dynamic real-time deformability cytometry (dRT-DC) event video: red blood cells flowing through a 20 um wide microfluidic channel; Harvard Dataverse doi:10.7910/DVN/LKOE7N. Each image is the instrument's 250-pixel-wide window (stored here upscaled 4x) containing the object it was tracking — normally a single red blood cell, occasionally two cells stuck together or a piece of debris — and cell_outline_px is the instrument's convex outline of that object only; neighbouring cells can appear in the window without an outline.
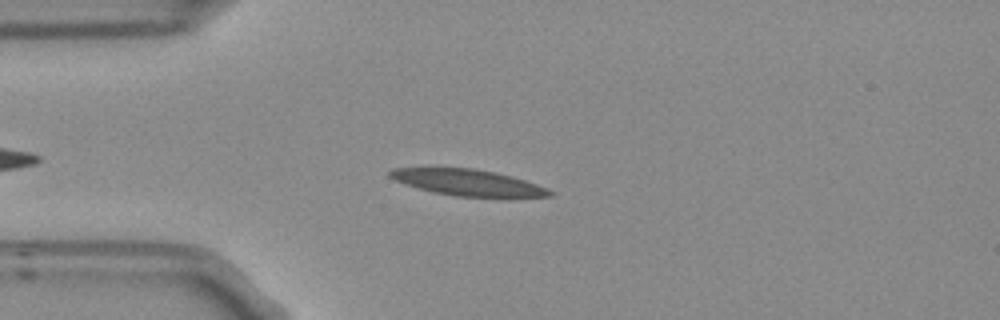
{"species": "Egyptian fruit bat (a non-hibernating species)", "species_latin": "Rousettus aegyptiacus", "temperature_condition": "room temperature", "stored_images_in_passage": 6, "camera_frame_rate_fps": 3000, "um_per_image_px": 0.085, "frame": {"image": 1, "passage_image": 2, "time_ms": 0.333, "image_size_px": [1000, 320], "cell_outline_px": [[552, 196], [456, 196], [432, 192], [396, 180], [388, 176], [388, 172], [392, 168], [472, 168], [512, 176], [536, 184], [552, 192]], "centroid_in_image_um": [39.7, 15.5], "position_along_channel_um": 45.3, "area_um2": 23.58}}
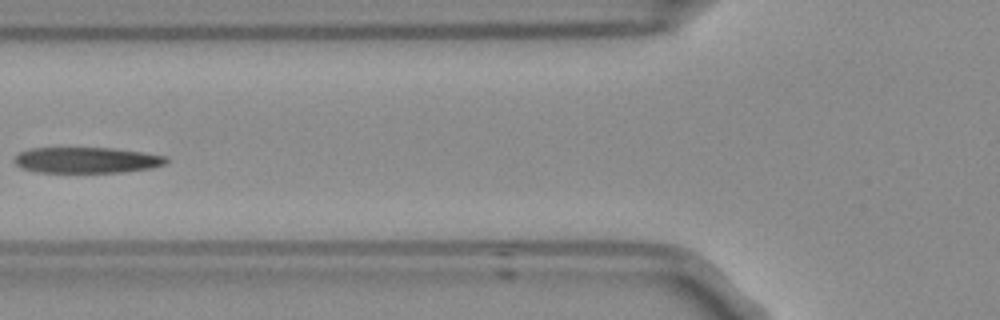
{"frame": {"image": 2, "passage_image": 4, "time_ms": 1.0, "image_size_px": [1000, 320], "cell_outline_px": [[168, 160], [164, 164], [152, 168], [124, 172], [36, 172], [20, 168], [12, 160], [20, 152], [32, 148], [112, 148], [144, 152], [168, 156]], "centroid_in_image_um": [7.38, 13.61], "position_along_channel_um": 118.4, "area_um2": 23.0}}